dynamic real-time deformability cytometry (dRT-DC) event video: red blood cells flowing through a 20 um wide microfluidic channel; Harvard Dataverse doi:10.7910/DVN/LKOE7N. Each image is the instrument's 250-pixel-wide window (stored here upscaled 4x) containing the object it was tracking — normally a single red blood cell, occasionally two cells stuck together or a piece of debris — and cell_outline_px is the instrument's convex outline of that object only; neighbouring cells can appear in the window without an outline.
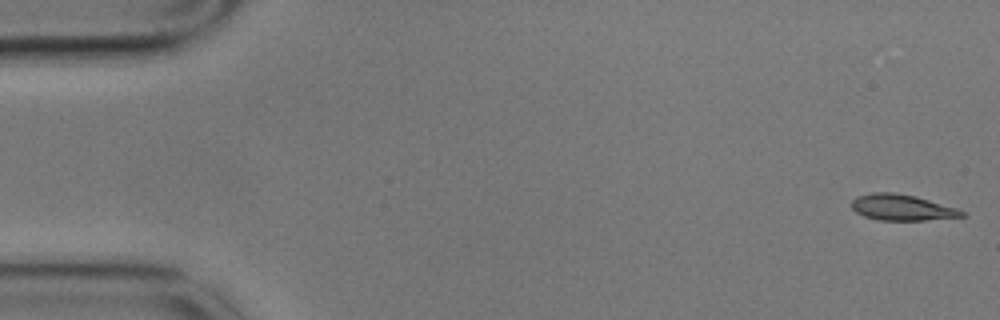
{"species": "common noctule bat (a hibernating species)", "species_latin": "Nyctalus noctula", "temperature_condition": "cold", "stored_images_in_passage": 55, "camera_frame_rate_fps": 3000, "um_per_image_px": 0.085, "animal": {"sex": "male", "body_mass_g": 17.9}, "frame": {"image": 1, "passage_image": 1, "time_ms": 0.0, "image_size_px": [1000, 320], "cell_outline_px": [[968, 216], [924, 220], [880, 220], [864, 216], [856, 212], [852, 208], [852, 200], [856, 196], [872, 192], [892, 192], [916, 196], [956, 208], [964, 212]], "centroid_in_image_um": [76.65, 17.63], "position_along_channel_um": 8.4, "area_um2": 16.65}}
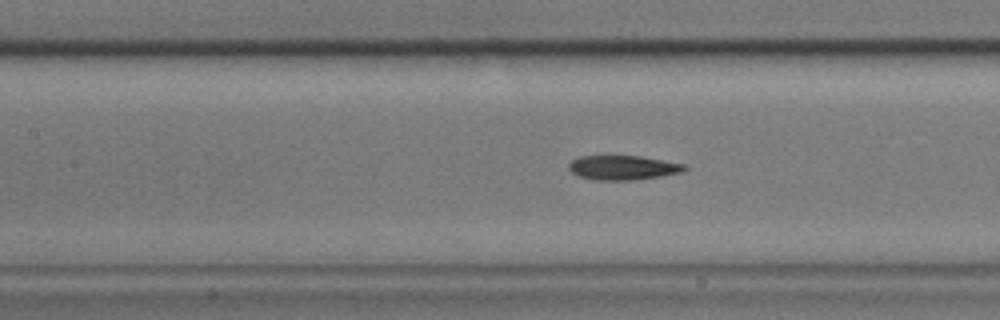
{"frame": {"image": 2, "passage_image": 24, "time_ms": 7.667, "image_size_px": [1000, 320], "cell_outline_px": [[688, 168], [684, 172], [660, 176], [632, 180], [592, 180], [580, 176], [572, 172], [568, 168], [568, 164], [572, 160], [580, 156], [640, 156], [688, 164]], "centroid_in_image_um": [52.99, 14.25], "position_along_channel_um": 154.4, "area_um2": 16.59}}
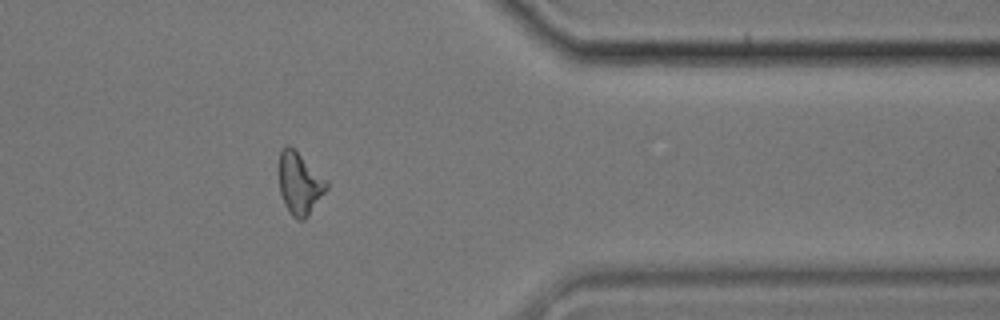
{"frame": {"image": 3, "passage_image": 45, "time_ms": 14.667, "image_size_px": [1000, 320], "cell_outline_px": [[328, 188], [308, 216], [304, 220], [296, 220], [288, 212], [284, 204], [280, 192], [276, 168], [280, 152], [284, 144], [288, 144], [328, 180]], "centroid_in_image_um": [25.42, 15.58], "position_along_channel_um": 386.0, "area_um2": 17.74}, "authors_computed_cell_mechanics": {"area_um2": 16.762, "velocity_mm_per_s": 3.5475, "shape_relaxation_time_tau1_ms": null, "shape_relaxation_time_tau2_ms": 6.2308, "deformation_change_tau1": null, "deformation_change_tau2": 0.1444}}